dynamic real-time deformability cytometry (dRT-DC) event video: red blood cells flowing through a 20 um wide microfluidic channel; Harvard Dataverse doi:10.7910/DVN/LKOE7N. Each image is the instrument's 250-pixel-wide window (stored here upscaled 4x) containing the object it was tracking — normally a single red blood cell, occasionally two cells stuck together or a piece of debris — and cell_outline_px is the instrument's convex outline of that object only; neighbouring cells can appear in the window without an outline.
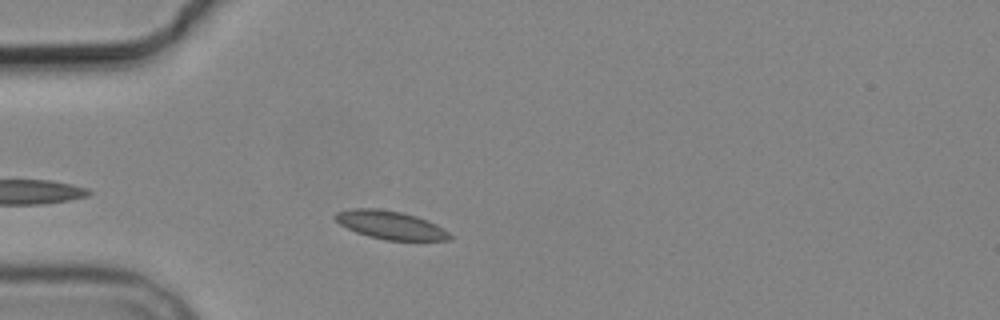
{"species": "common noctule bat (a hibernating species)", "species_latin": "Nyctalus noctula", "temperature_condition": "cold", "stored_images_in_passage": 2, "camera_frame_rate_fps": 3000, "um_per_image_px": 0.085, "animal": {"sex": "male", "body_mass_g": 19.2, "forearm_length_mm": 51.8}, "frame": {"image": 1, "passage_image": 1, "time_ms": 0.0, "image_size_px": [1000, 320], "cell_outline_px": [[452, 236], [448, 240], [384, 240], [368, 236], [356, 232], [340, 224], [332, 216], [336, 212], [352, 208], [376, 208], [400, 212], [416, 216], [428, 220], [444, 228]], "centroid_in_image_um": [33.17, 19.12], "position_along_channel_um": 51.8, "area_um2": 18.84}}